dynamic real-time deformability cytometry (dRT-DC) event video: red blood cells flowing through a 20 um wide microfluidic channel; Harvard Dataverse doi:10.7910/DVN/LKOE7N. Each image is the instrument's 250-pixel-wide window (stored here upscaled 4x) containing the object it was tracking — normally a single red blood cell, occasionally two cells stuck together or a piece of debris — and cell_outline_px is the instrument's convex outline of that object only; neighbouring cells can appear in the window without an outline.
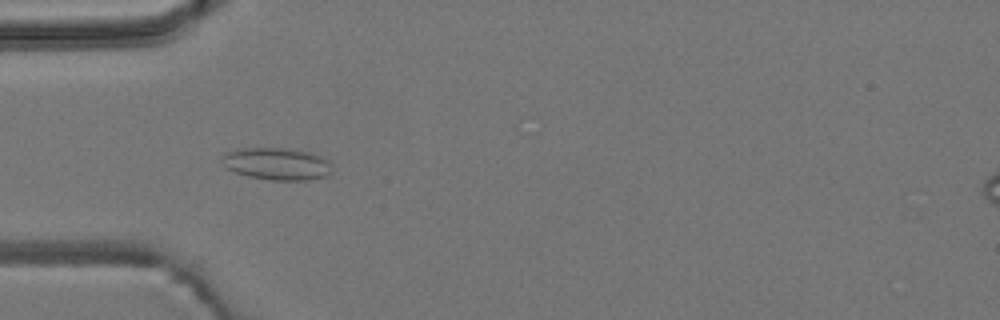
{"species": "common noctule bat (a hibernating species)", "species_latin": "Nyctalus noctula", "temperature_condition": "room temperature", "stored_images_in_passage": 5, "camera_frame_rate_fps": 3000, "um_per_image_px": 0.085, "animal": {"sex": "male", "body_mass_g": 19.2, "forearm_length_mm": 51.8}, "frame": {"image": 1, "passage_image": 4, "time_ms": 1.0, "image_size_px": [1000, 320], "cell_outline_px": [[328, 172], [324, 176], [308, 180], [272, 180], [248, 176], [224, 168], [220, 160], [224, 152], [236, 148], [288, 148], [312, 152], [328, 160]], "centroid_in_image_um": [23.42, 13.9], "position_along_channel_um": 61.6, "area_um2": 20.69}}